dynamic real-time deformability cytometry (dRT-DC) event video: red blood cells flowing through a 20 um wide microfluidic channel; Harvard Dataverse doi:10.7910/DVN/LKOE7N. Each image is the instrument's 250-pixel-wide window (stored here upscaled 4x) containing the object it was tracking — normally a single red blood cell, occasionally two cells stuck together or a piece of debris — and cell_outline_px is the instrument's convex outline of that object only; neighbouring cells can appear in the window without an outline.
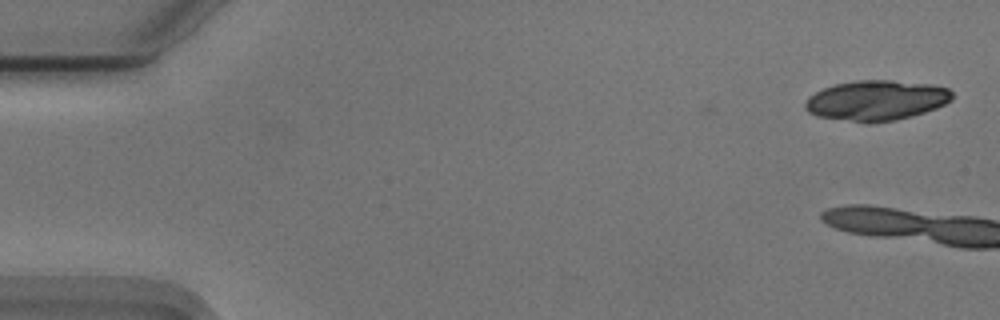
{"species": "Egyptian fruit bat (a non-hibernating species)", "species_latin": "Rousettus aegyptiacus", "temperature_condition": "cold", "stored_images_in_passage": 4, "camera_frame_rate_fps": 3000, "um_per_image_px": 0.085, "animal": {"sex": "male"}, "frame": {"image": 1, "passage_image": 4, "time_ms": 1.0, "image_size_px": [1000, 320], "cell_outline_px": [[952, 100], [936, 108], [912, 116], [896, 120], [852, 120], [816, 116], [808, 112], [804, 108], [804, 104], [808, 96], [832, 84], [856, 80], [892, 80], [932, 84], [948, 88], [952, 92]], "centroid_in_image_um": [74.49, 8.49], "position_along_channel_um": 10.5, "area_um2": 33.93}}